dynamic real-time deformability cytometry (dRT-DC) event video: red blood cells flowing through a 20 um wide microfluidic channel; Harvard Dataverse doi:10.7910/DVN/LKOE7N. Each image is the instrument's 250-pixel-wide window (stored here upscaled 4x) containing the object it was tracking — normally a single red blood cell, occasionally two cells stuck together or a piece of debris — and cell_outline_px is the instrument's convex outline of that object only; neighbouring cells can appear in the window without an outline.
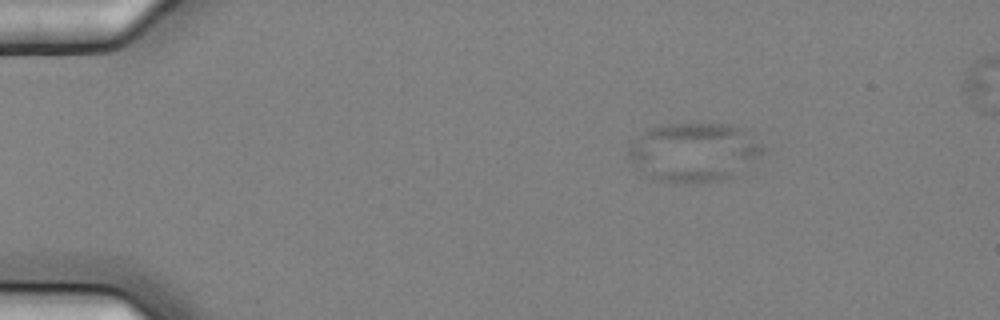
{"species": "common noctule bat (a hibernating species)", "species_latin": "Nyctalus noctula", "temperature_condition": "cold", "stored_images_in_passage": 6, "segment_of_instrument_passage": [1, 2], "camera_frame_rate_fps": 3000, "um_per_image_px": 0.085, "animal": {"sex": "female", "body_mass_g": 25.1}, "frame": {"image": 1, "passage_image": 3, "time_ms": 0.667, "image_size_px": [1000, 320], "cell_outline_px": [[768, 152], [736, 176], [720, 180], [696, 184], [652, 180], [628, 160], [628, 144], [644, 128], [660, 124], [728, 124], [744, 128]], "centroid_in_image_um": [58.97, 12.94], "position_along_channel_um": 26.0, "area_um2": 47.34}}